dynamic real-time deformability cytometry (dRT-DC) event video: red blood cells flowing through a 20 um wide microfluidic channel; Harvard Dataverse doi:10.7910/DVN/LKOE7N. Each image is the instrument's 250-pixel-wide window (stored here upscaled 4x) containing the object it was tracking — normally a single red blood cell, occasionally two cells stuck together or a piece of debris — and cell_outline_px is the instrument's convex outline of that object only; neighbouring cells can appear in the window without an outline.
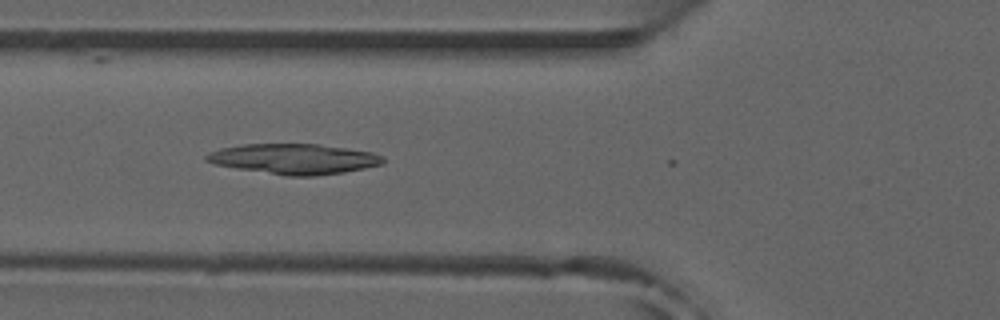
{"species": "common noctule bat (a hibernating species)", "species_latin": "Nyctalus noctula", "temperature_condition": "room temperature", "stored_images_in_passage": 8, "camera_frame_rate_fps": 3000, "um_per_image_px": 0.085, "animal": {"sex": "male", "forearm_length_mm": 52.5}, "frame": {"image": 1, "passage_image": 4, "time_ms": 1.0, "image_size_px": [1000, 320], "cell_outline_px": [[384, 164], [344, 172], [312, 176], [284, 176], [236, 168], [216, 164], [204, 160], [204, 156], [208, 152], [220, 148], [244, 144], [316, 144], [372, 152], [384, 156]], "centroid_in_image_um": [24.97, 13.51], "position_along_channel_um": 100.8, "area_um2": 31.15}}
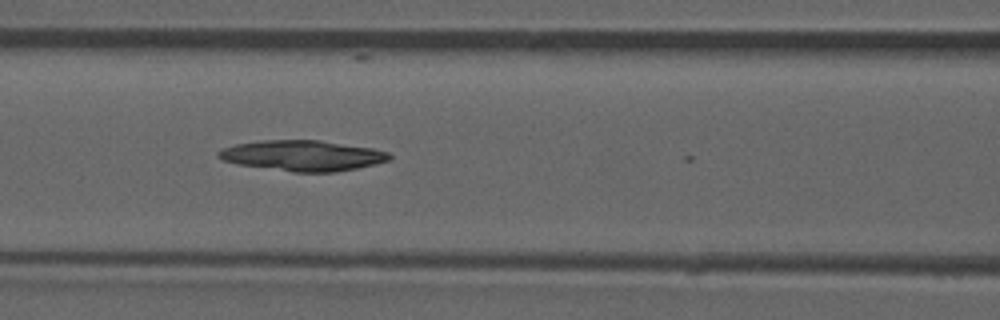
{"frame": {"image": 2, "passage_image": 7, "time_ms": 2.0, "image_size_px": [1000, 320], "cell_outline_px": [[392, 156], [388, 160], [356, 168], [336, 172], [292, 172], [236, 164], [224, 160], [216, 156], [216, 152], [224, 148], [236, 144], [264, 140], [320, 140], [372, 148], [388, 152]], "centroid_in_image_um": [25.69, 13.22], "position_along_channel_um": 140.9, "area_um2": 30.29}}